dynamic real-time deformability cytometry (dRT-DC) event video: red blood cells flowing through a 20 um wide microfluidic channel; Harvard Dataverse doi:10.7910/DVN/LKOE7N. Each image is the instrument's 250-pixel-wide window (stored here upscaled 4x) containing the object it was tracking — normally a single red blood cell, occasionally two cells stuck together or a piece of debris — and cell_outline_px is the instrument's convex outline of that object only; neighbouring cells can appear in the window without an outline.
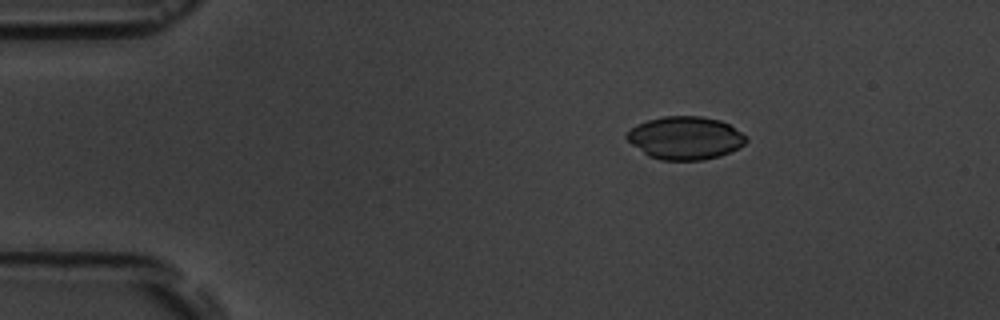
{"species": "common noctule bat (a hibernating species)", "species_latin": "Nyctalus noctula", "temperature_condition": "room temperature", "stored_images_in_passage": 5, "camera_frame_rate_fps": 3000, "um_per_image_px": 0.085, "animal": {"sex": "male", "body_mass_g": 19.5, "forearm_length_mm": 54.6}, "frame": {"image": 1, "passage_image": 3, "time_ms": 2.333, "image_size_px": [1000, 320], "cell_outline_px": [[748, 140], [740, 148], [720, 156], [704, 160], [660, 160], [648, 156], [632, 144], [624, 136], [636, 124], [648, 120], [664, 116], [700, 116], [720, 120], [728, 124], [748, 136]], "centroid_in_image_um": [58.27, 11.73], "position_along_channel_um": 26.7, "area_um2": 30.0}}